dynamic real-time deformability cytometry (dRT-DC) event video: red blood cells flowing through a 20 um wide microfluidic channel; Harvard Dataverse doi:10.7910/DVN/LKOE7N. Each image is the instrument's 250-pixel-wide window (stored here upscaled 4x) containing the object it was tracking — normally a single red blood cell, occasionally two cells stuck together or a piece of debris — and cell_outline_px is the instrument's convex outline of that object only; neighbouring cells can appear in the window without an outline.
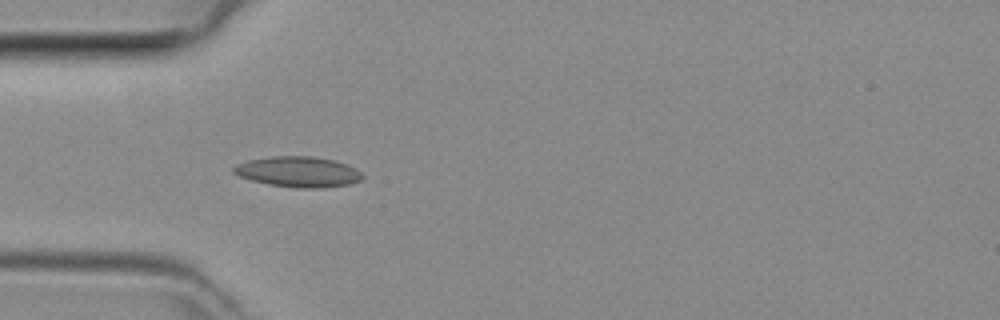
{"species": "common noctule bat (a hibernating species)", "species_latin": "Nyctalus noctula", "temperature_condition": "room temperature", "stored_images_in_passage": 36, "camera_frame_rate_fps": 3000, "um_per_image_px": 0.085, "animal": {"sex": "female", "body_mass_g": 29.2, "forearm_length_mm": 56.3}, "frame": {"image": 1, "passage_image": 4, "time_ms": 1.0, "image_size_px": [1000, 320], "cell_outline_px": [[364, 176], [360, 180], [348, 184], [320, 188], [296, 188], [268, 184], [252, 180], [240, 176], [232, 172], [232, 168], [236, 164], [248, 160], [272, 156], [312, 156], [332, 160], [356, 168]], "centroid_in_image_um": [25.32, 14.6], "position_along_channel_um": 59.7, "area_um2": 22.77}}
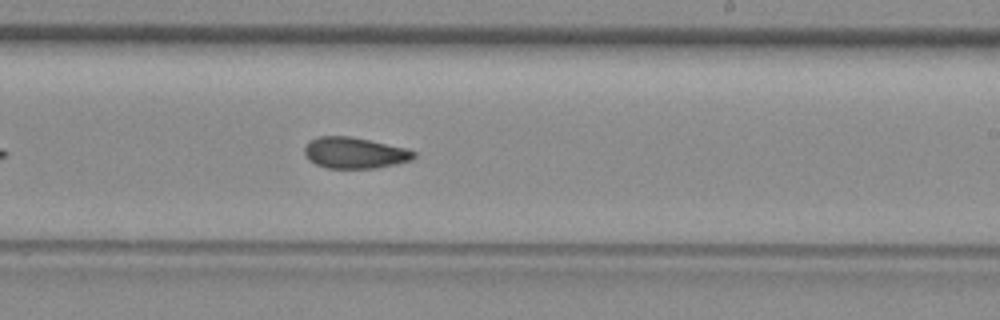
{"frame": {"image": 2, "passage_image": 18, "time_ms": 5.667, "image_size_px": [1000, 320], "cell_outline_px": [[416, 156], [412, 160], [372, 168], [328, 168], [316, 164], [308, 160], [304, 152], [304, 144], [308, 140], [320, 136], [352, 136], [404, 148], [416, 152]], "centroid_in_image_um": [30.08, 12.98], "position_along_channel_um": 258.9, "area_um2": 19.77}}
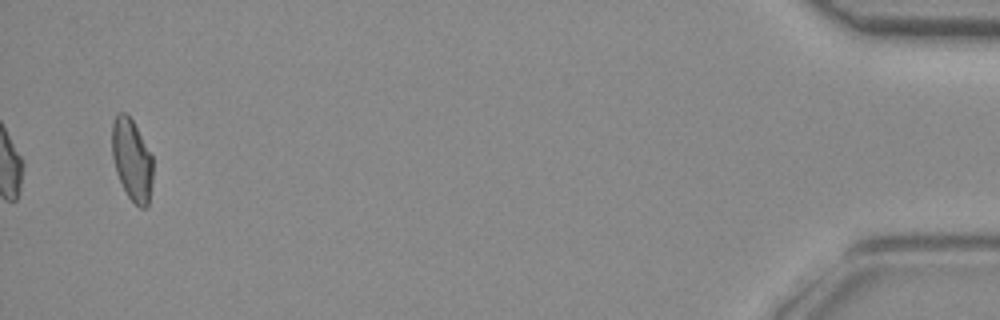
{"frame": {"image": 3, "passage_image": 36, "time_ms": 11.667, "image_size_px": [1000, 320], "cell_outline_px": [[152, 184], [148, 208], [140, 208], [128, 196], [116, 172], [112, 156], [112, 124], [116, 116], [120, 112], [124, 112], [132, 120], [152, 156]], "centroid_in_image_um": [11.22, 13.62], "position_along_channel_um": 424.0, "area_um2": 19.25}}